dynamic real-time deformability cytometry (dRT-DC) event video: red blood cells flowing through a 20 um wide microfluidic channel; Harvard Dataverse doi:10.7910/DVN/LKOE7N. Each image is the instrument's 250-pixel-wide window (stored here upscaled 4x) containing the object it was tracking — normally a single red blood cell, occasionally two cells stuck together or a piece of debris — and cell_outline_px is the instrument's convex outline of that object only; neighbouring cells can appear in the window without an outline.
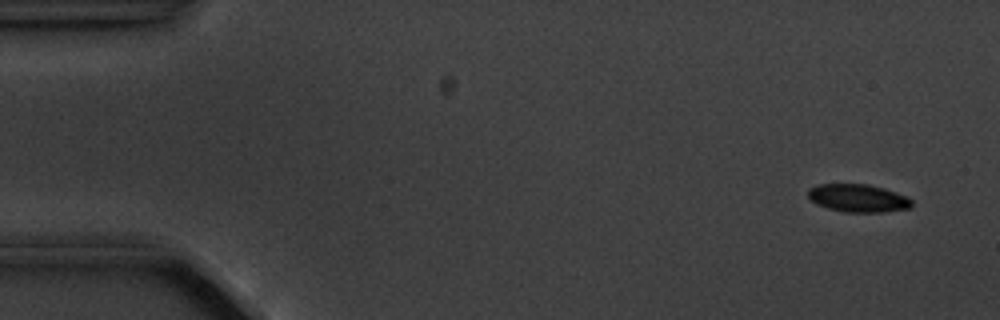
{"species": "common noctule bat (a hibernating species)", "species_latin": "Nyctalus noctula", "temperature_condition": "cold", "stored_images_in_passage": 8, "camera_frame_rate_fps": 3000, "um_per_image_px": 0.085, "animal": {"sex": "male", "body_mass_g": 20.1, "forearm_length_mm": 53.5}, "frame": {"image": 1, "passage_image": 1, "time_ms": 0.0, "image_size_px": [1000, 320], "cell_outline_px": [[912, 208], [880, 212], [844, 212], [828, 208], [816, 204], [808, 196], [808, 188], [816, 184], [868, 184], [884, 188], [896, 192], [912, 200]], "centroid_in_image_um": [72.92, 16.84], "position_along_channel_um": 12.1, "area_um2": 16.88}}
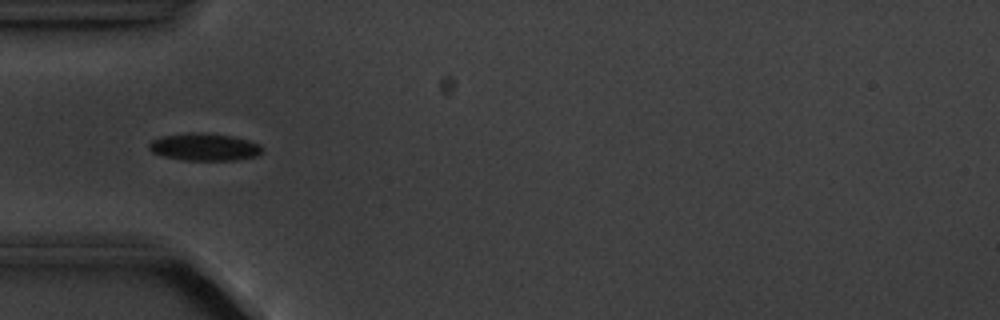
{"frame": {"image": 2, "passage_image": 5, "time_ms": 4.667, "image_size_px": [1000, 320], "cell_outline_px": [[260, 152], [256, 156], [236, 160], [184, 160], [164, 156], [152, 152], [148, 148], [148, 144], [152, 140], [164, 136], [188, 132], [208, 132], [232, 136], [248, 140], [260, 144]], "centroid_in_image_um": [17.35, 12.48], "position_along_channel_um": 67.7, "area_um2": 18.03}}